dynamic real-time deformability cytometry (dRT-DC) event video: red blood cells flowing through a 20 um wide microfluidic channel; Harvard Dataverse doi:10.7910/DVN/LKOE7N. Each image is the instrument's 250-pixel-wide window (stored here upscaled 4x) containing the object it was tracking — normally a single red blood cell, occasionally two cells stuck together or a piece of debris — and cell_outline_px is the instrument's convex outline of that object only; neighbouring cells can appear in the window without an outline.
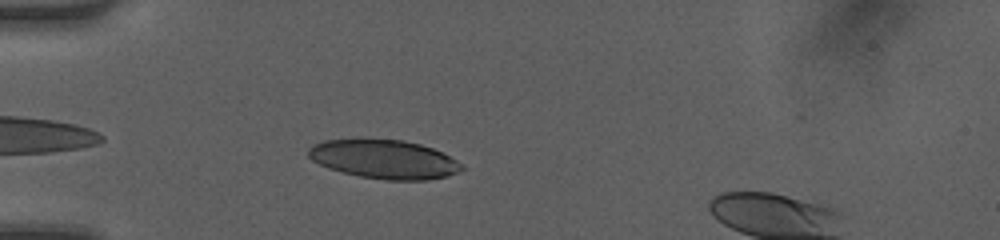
{"species": "human", "species_latin": "Homo sapiens", "temperature_condition": "room temperature", "stored_images_in_passage": 18, "camera_frame_rate_fps": 3000, "um_per_image_px": 0.085, "donor": {"sex": "female"}, "frame": {"image": 1, "passage_image": 1, "time_ms": 0.0, "image_size_px": [1000, 240], "cell_outline_px": [[464, 168], [460, 172], [448, 176], [428, 180], [384, 180], [360, 176], [328, 168], [312, 160], [308, 156], [308, 148], [324, 140], [400, 140], [420, 144], [432, 148], [464, 164]], "centroid_in_image_um": [32.69, 13.56], "position_along_channel_um": 52.3, "area_um2": 34.33}}
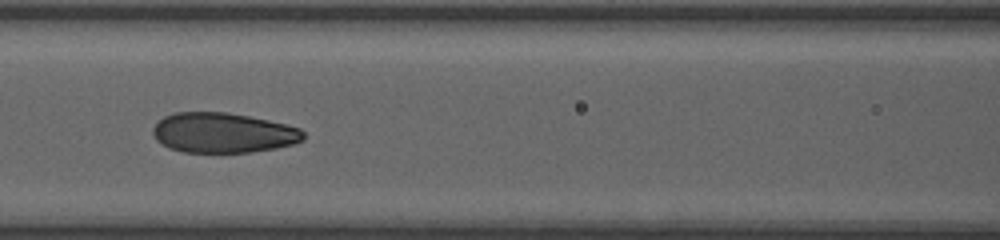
{"frame": {"image": 2, "passage_image": 7, "time_ms": 2.0, "image_size_px": [1000, 240], "cell_outline_px": [[304, 140], [292, 144], [276, 148], [248, 152], [184, 152], [168, 148], [156, 140], [152, 132], [152, 128], [164, 116], [176, 112], [228, 112], [268, 120], [300, 128], [304, 132]], "centroid_in_image_um": [18.94, 11.28], "position_along_channel_um": 147.7, "area_um2": 35.08}}
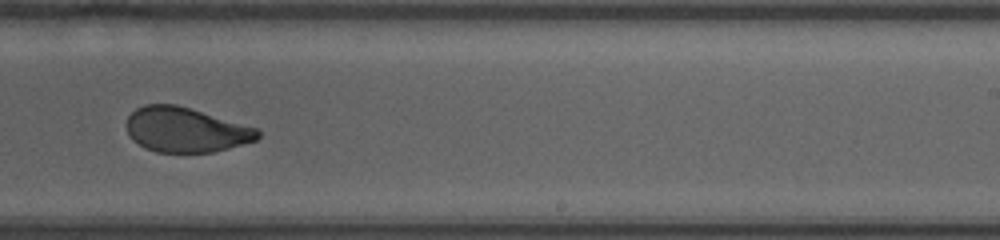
{"frame": {"image": 3, "passage_image": 16, "time_ms": 5.0, "image_size_px": [1000, 240], "cell_outline_px": [[260, 136], [256, 140], [228, 148], [212, 152], [156, 152], [144, 148], [132, 140], [128, 136], [128, 116], [136, 108], [144, 104], [176, 104], [260, 128]], "centroid_in_image_um": [15.79, 11.03], "position_along_channel_um": 273.2, "area_um2": 34.39}}